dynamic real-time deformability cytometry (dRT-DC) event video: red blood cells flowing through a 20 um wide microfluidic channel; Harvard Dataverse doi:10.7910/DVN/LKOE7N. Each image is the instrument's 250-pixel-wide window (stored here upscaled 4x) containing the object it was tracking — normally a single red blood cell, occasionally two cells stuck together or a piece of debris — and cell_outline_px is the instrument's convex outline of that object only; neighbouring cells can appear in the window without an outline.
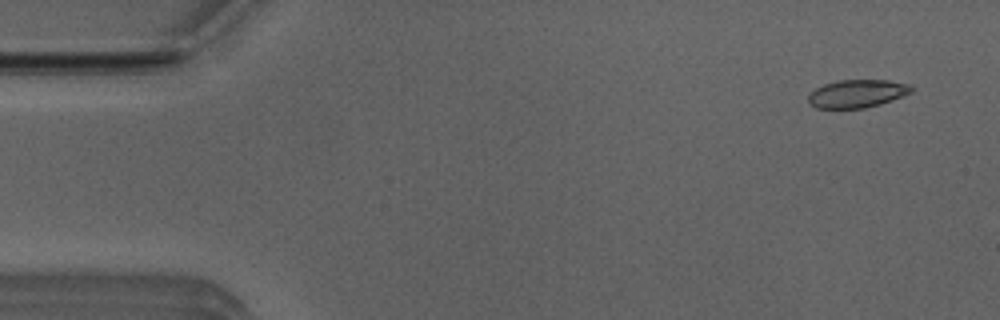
{"species": "Egyptian fruit bat (a non-hibernating species)", "species_latin": "Rousettus aegyptiacus", "temperature_condition": "room temperature", "stored_images_in_passage": 51, "camera_frame_rate_fps": 3000, "um_per_image_px": 0.085, "animal": {"sex": "male"}, "frame": {"image": 1, "passage_image": 3, "time_ms": 0.667, "image_size_px": [1000, 320], "cell_outline_px": [[916, 88], [912, 92], [880, 104], [864, 108], [816, 108], [808, 100], [808, 96], [816, 88], [824, 84], [840, 80], [888, 80], [908, 84]], "centroid_in_image_um": [72.88, 7.95], "position_along_channel_um": 12.1, "area_um2": 16.65}}
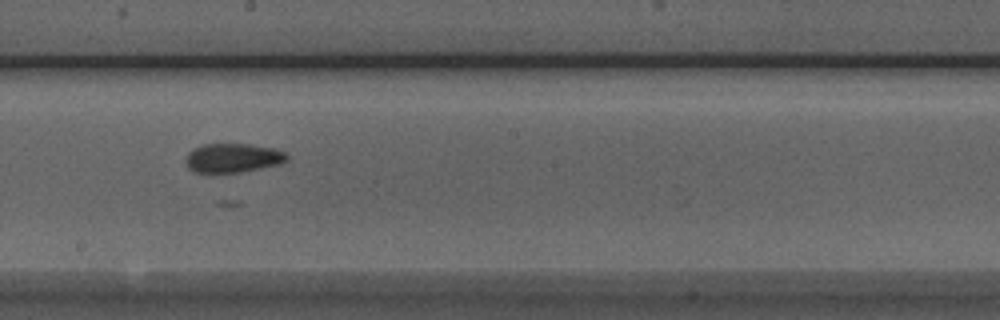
{"frame": {"image": 2, "passage_image": 28, "time_ms": 9.0, "image_size_px": [1000, 320], "cell_outline_px": [[288, 160], [280, 164], [240, 172], [192, 172], [188, 168], [184, 160], [188, 152], [192, 148], [204, 144], [248, 144], [272, 148], [284, 152], [288, 156]], "centroid_in_image_um": [19.75, 13.42], "position_along_channel_um": 228.5, "area_um2": 17.17}}
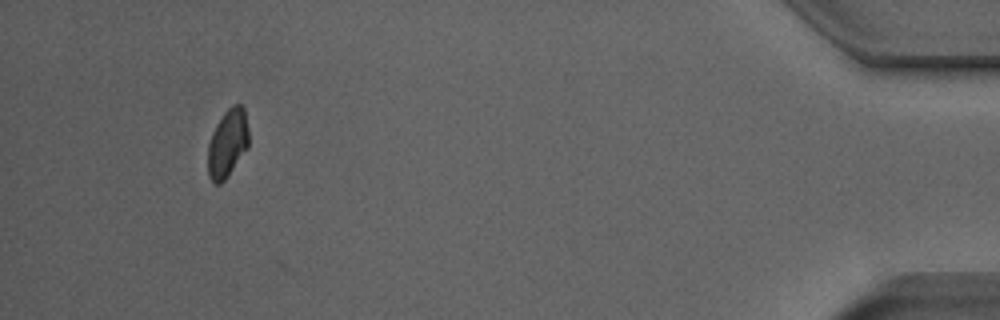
{"frame": {"image": 3, "passage_image": 48, "time_ms": 15.667, "image_size_px": [1000, 320], "cell_outline_px": [[248, 148], [228, 176], [220, 184], [212, 184], [208, 176], [208, 144], [212, 132], [216, 124], [224, 112], [232, 104], [240, 104], [244, 108], [248, 128]], "centroid_in_image_um": [19.33, 12.2], "position_along_channel_um": 415.9, "area_um2": 16.42}, "authors_computed_cell_mechanics": {"area_um2": 17.1666, "velocity_mm_per_s": 3.9389, "shape_relaxation_time_tau1_ms": 2.9163, "shape_relaxation_time_tau2_ms": null, "deformation_change_tau1": 0.0953, "deformation_change_tau2": null}}